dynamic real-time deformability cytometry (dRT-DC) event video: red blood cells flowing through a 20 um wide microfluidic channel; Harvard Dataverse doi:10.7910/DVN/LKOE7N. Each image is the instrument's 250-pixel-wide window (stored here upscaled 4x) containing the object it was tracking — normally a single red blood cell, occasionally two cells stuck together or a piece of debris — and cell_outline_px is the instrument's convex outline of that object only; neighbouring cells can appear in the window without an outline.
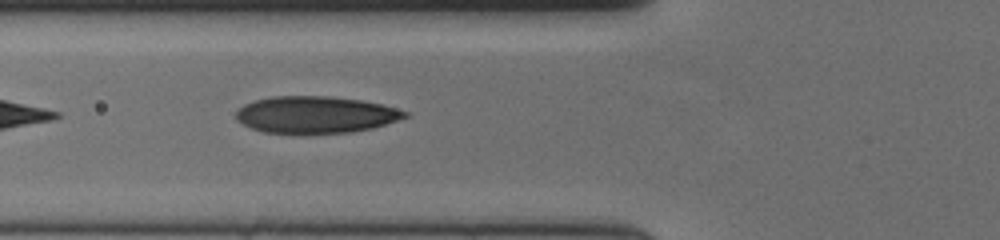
{"species": "human", "species_latin": "Homo sapiens", "temperature_condition": "cold", "stored_images_in_passage": 40, "camera_frame_rate_fps": 3000, "um_per_image_px": 0.085, "donor": {"sex": "female"}, "frame": {"image": 1, "passage_image": 4, "time_ms": 1.0, "image_size_px": [1000, 240], "cell_outline_px": [[408, 116], [372, 128], [352, 132], [264, 132], [252, 128], [236, 120], [236, 112], [244, 104], [256, 100], [272, 96], [328, 96], [360, 100], [384, 104], [408, 112]], "centroid_in_image_um": [26.83, 9.73], "position_along_channel_um": 99.0, "area_um2": 35.72}}
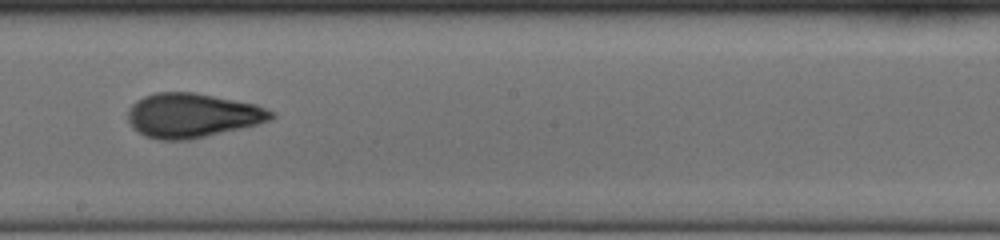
{"frame": {"image": 2, "passage_image": 15, "time_ms": 4.667, "image_size_px": [1000, 240], "cell_outline_px": [[276, 116], [272, 120], [192, 140], [160, 140], [144, 136], [132, 128], [128, 120], [128, 108], [136, 100], [144, 96], [156, 92], [196, 92], [256, 104], [276, 112]], "centroid_in_image_um": [16.34, 9.81], "position_along_channel_um": 231.9, "area_um2": 37.4}}
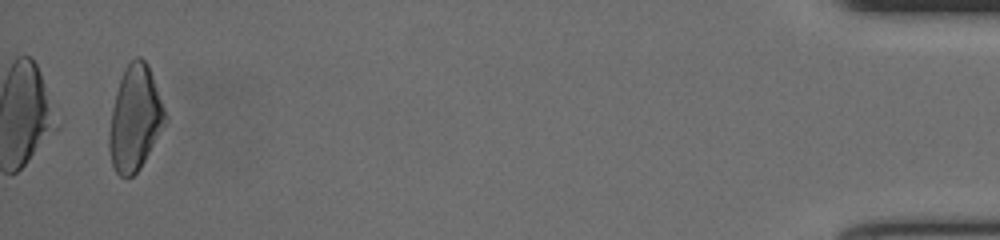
{"frame": {"image": 3, "passage_image": 38, "time_ms": 12.333, "image_size_px": [1000, 240], "cell_outline_px": [[168, 120], [140, 168], [132, 176], [124, 180], [116, 172], [112, 164], [108, 148], [108, 132], [112, 108], [116, 92], [124, 68], [128, 60], [136, 56], [140, 56], [148, 64], [168, 116]], "centroid_in_image_um": [11.47, 10.05], "position_along_channel_um": 423.7, "area_um2": 34.62}, "authors_computed_cell_mechanics": {"area_um2": 35.5181, "velocity_mm_per_s": 3.6254, "shape_relaxation_time_tau1_ms": 4.575, "shape_relaxation_time_tau2_ms": 1.468, "deformation_change_tau1": 0.1711, "deformation_change_tau2": 0.0708}}